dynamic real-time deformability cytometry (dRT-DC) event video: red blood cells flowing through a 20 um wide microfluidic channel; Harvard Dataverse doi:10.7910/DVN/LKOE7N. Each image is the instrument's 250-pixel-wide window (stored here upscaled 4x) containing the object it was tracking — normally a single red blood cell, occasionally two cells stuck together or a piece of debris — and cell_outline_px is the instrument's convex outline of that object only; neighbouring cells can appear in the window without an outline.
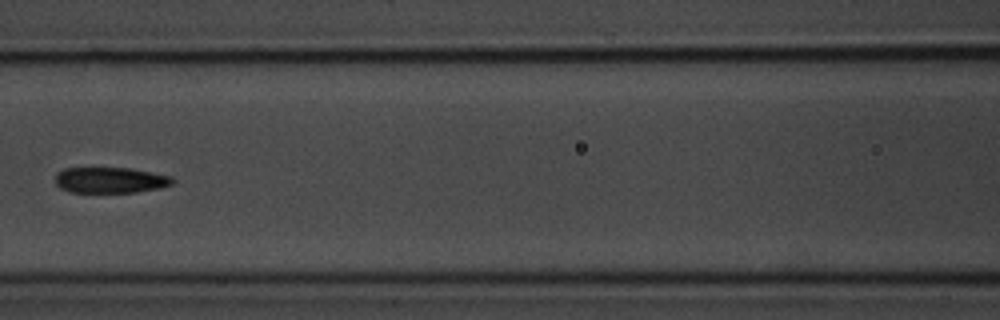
{"species": "common noctule bat (a hibernating species)", "species_latin": "Nyctalus noctula", "temperature_condition": "room temperature", "stored_images_in_passage": 16, "camera_frame_rate_fps": 3000, "um_per_image_px": 0.085, "animal": {"sex": "male", "body_mass_g": 20.1, "forearm_length_mm": 53.5}, "frame": {"image": 1, "passage_image": 7, "time_ms": 8.0, "image_size_px": [1000, 320], "cell_outline_px": [[176, 180], [172, 184], [160, 188], [136, 192], [72, 192], [60, 188], [56, 184], [56, 172], [64, 168], [132, 168], [172, 176]], "centroid_in_image_um": [9.4, 15.3], "position_along_channel_um": 157.2, "area_um2": 17.74}}
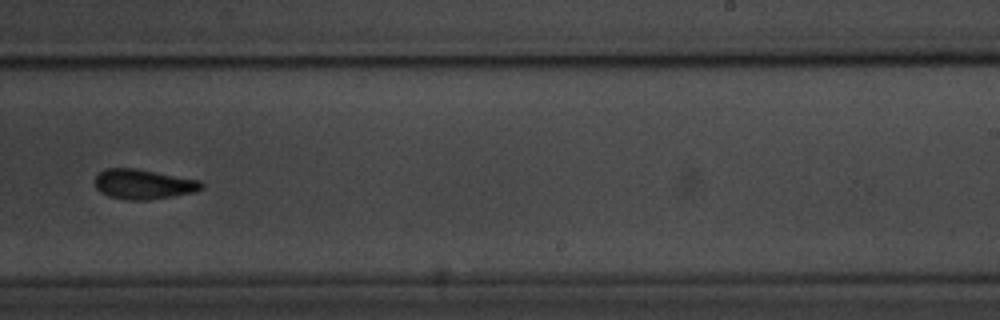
{"frame": {"image": 2, "passage_image": 10, "time_ms": 11.333, "image_size_px": [1000, 320], "cell_outline_px": [[204, 188], [196, 192], [148, 200], [124, 200], [108, 196], [100, 192], [96, 188], [96, 176], [104, 168], [136, 168], [200, 180], [204, 184]], "centroid_in_image_um": [12.21, 15.66], "position_along_channel_um": 276.8, "area_um2": 18.73}}